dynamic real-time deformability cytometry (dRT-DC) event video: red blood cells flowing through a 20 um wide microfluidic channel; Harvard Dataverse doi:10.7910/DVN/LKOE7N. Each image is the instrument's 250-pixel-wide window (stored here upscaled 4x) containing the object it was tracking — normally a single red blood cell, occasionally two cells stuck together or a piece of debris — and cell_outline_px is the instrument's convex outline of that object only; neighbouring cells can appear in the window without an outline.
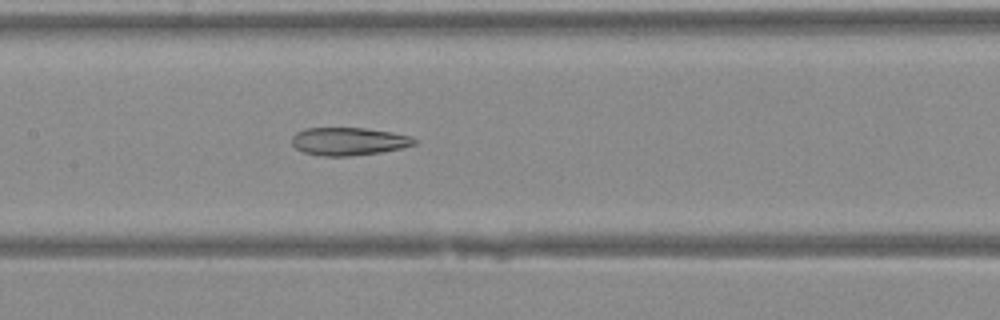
{"species": "Egyptian fruit bat (a non-hibernating species)", "species_latin": "Rousettus aegyptiacus", "temperature_condition": "warm", "stored_images_in_passage": 29, "camera_frame_rate_fps": 3000, "um_per_image_px": 0.085, "animal": {"sex": "female"}, "frame": {"image": 1, "passage_image": 12, "time_ms": 3.667, "image_size_px": [1000, 320], "cell_outline_px": [[416, 144], [400, 148], [380, 152], [348, 156], [320, 156], [304, 152], [296, 148], [292, 144], [292, 136], [296, 132], [308, 128], [364, 128], [392, 132], [412, 136], [416, 140]], "centroid_in_image_um": [29.63, 12.01], "position_along_channel_um": 177.8, "area_um2": 19.83}}
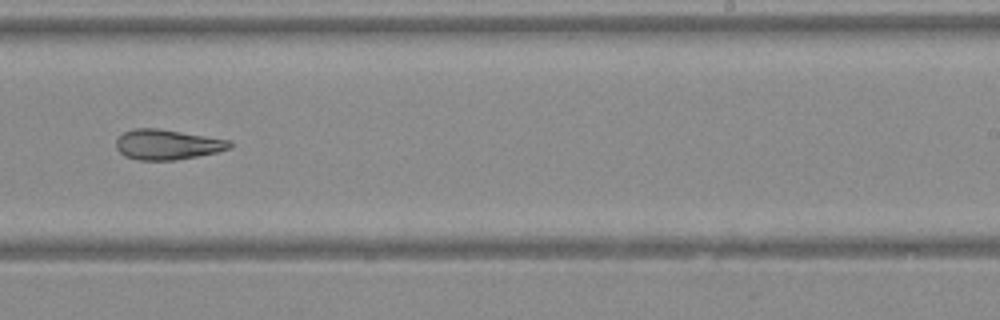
{"frame": {"image": 2, "passage_image": 18, "time_ms": 5.667, "image_size_px": [1000, 320], "cell_outline_px": [[232, 148], [216, 152], [176, 160], [140, 160], [124, 156], [116, 148], [116, 140], [124, 132], [132, 128], [156, 128], [232, 140]], "centroid_in_image_um": [14.22, 12.28], "position_along_channel_um": 274.8, "area_um2": 19.94}}
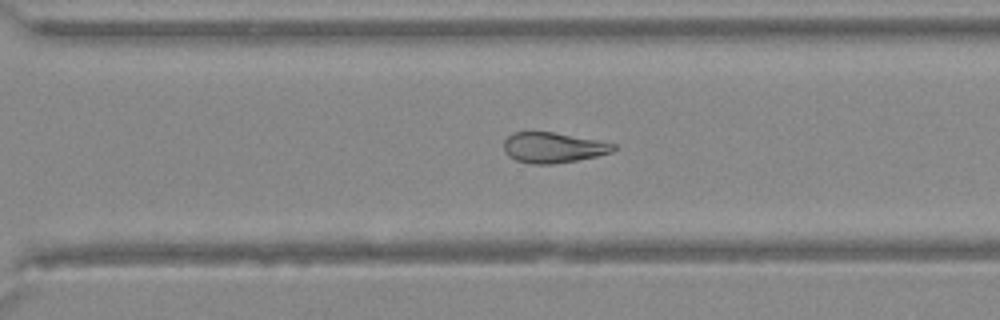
{"frame": {"image": 3, "passage_image": 21, "time_ms": 6.667, "image_size_px": [1000, 320], "cell_outline_px": [[616, 148], [612, 152], [596, 156], [576, 160], [552, 164], [528, 164], [516, 160], [508, 156], [504, 152], [504, 140], [512, 132], [552, 132], [596, 140], [616, 144]], "centroid_in_image_um": [46.97, 12.55], "position_along_channel_um": 323.6, "area_um2": 19.36}}